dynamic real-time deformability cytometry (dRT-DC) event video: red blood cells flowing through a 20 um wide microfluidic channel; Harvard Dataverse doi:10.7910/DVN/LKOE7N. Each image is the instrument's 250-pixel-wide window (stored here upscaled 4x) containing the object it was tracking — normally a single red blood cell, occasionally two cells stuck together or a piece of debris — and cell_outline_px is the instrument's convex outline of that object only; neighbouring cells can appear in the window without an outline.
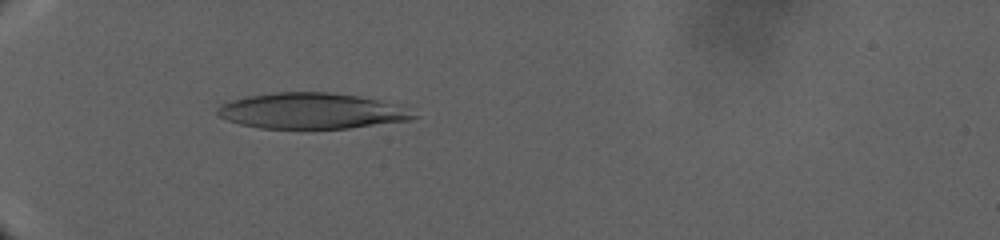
{"species": "human", "species_latin": "Homo sapiens", "temperature_condition": "warm", "stored_images_in_passage": 56, "camera_frame_rate_fps": 3000, "um_per_image_px": 0.085, "donor": {"sex": "male"}, "frame": {"image": 1, "passage_image": 15, "time_ms": 15.0, "image_size_px": [1000, 240], "cell_outline_px": [[420, 116], [408, 120], [348, 128], [308, 132], [260, 128], [240, 124], [216, 116], [216, 108], [220, 104], [244, 96], [276, 92], [328, 92], [360, 96], [404, 104]], "centroid_in_image_um": [26.5, 9.46], "position_along_channel_um": 58.5, "area_um2": 42.71}}
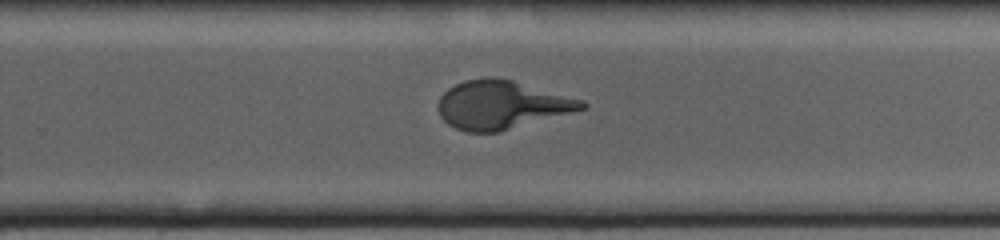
{"frame": {"image": 2, "passage_image": 30, "time_ms": 29.667, "image_size_px": [1000, 240], "cell_outline_px": [[588, 104], [584, 108], [500, 132], [468, 132], [456, 128], [448, 124], [440, 116], [440, 96], [448, 88], [464, 80], [488, 76], [492, 76], [512, 80], [584, 100]], "centroid_in_image_um": [42.61, 8.9], "position_along_channel_um": 287.2, "area_um2": 40.11}}
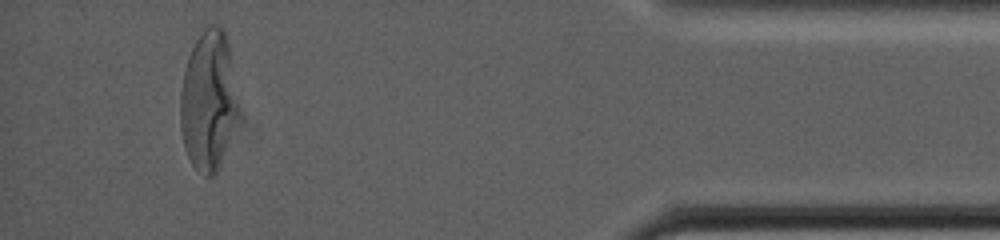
{"frame": {"image": 3, "passage_image": 51, "time_ms": 39.667, "image_size_px": [1000, 240], "cell_outline_px": [[236, 108], [220, 164], [216, 172], [212, 176], [204, 176], [192, 164], [184, 148], [180, 128], [180, 92], [184, 72], [188, 56], [196, 40], [204, 28], [208, 24], [220, 24], [224, 28], [228, 40]], "centroid_in_image_um": [17.63, 8.49], "position_along_channel_um": 417.6, "area_um2": 45.72}}